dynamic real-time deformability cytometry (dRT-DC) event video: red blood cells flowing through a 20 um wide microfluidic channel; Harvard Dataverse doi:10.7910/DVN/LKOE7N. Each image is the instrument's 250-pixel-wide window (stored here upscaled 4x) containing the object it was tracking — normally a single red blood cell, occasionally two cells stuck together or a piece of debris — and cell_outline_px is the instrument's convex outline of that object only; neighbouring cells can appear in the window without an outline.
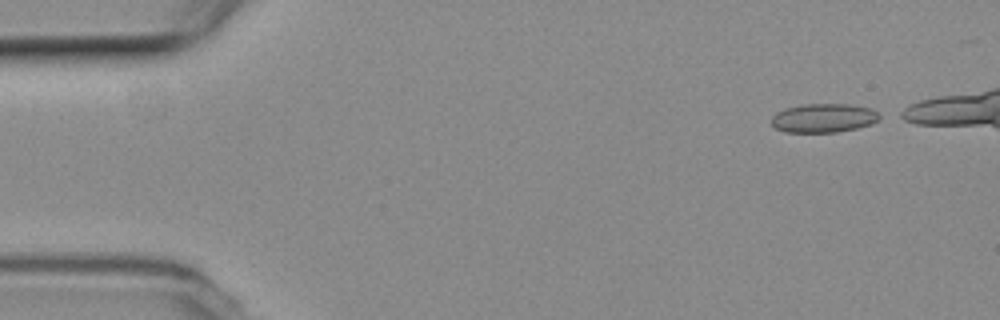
{"species": "common noctule bat (a hibernating species)", "species_latin": "Nyctalus noctula", "temperature_condition": "room temperature", "stored_images_in_passage": 41, "camera_frame_rate_fps": 3000, "um_per_image_px": 0.085, "animal": {"sex": "female", "body_mass_g": 19.3, "forearm_length_mm": 54.1}, "frame": {"image": 1, "passage_image": 1, "time_ms": 0.0, "image_size_px": [1000, 320], "cell_outline_px": [[884, 116], [872, 124], [856, 128], [836, 132], [784, 132], [776, 128], [772, 124], [772, 116], [776, 112], [788, 108], [804, 104], [848, 104], [872, 108], [880, 112]], "centroid_in_image_um": [70.07, 10.03], "position_along_channel_um": 14.9, "area_um2": 18.32}}
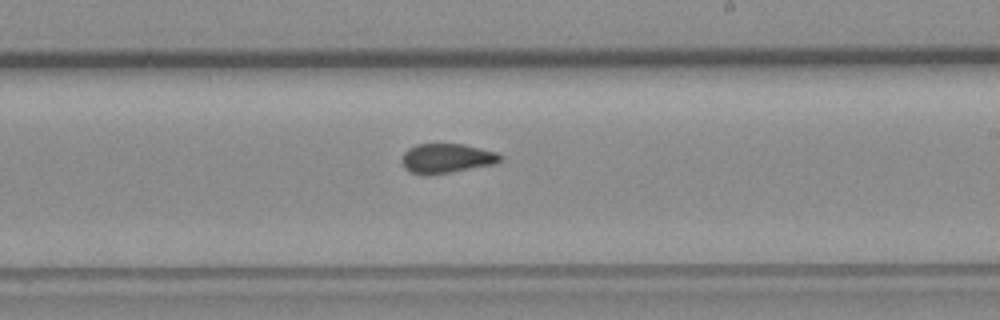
{"frame": {"image": 2, "passage_image": 28, "time_ms": 9.0, "image_size_px": [1000, 320], "cell_outline_px": [[500, 160], [496, 164], [428, 176], [424, 176], [412, 172], [404, 168], [400, 160], [404, 152], [408, 148], [416, 144], [464, 144], [496, 152], [500, 156]], "centroid_in_image_um": [37.91, 13.47], "position_along_channel_um": 251.1, "area_um2": 17.05}}
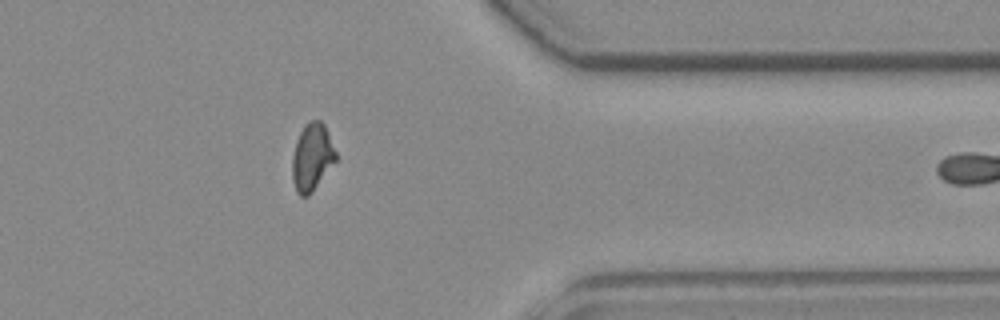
{"frame": {"image": 3, "passage_image": 40, "time_ms": 13.0, "image_size_px": [1000, 320], "cell_outline_px": [[336, 160], [312, 192], [308, 196], [300, 196], [296, 192], [292, 180], [292, 156], [296, 140], [304, 124], [308, 120], [320, 120], [324, 124], [336, 152]], "centroid_in_image_um": [26.49, 13.35], "position_along_channel_um": 384.9, "area_um2": 17.11}}